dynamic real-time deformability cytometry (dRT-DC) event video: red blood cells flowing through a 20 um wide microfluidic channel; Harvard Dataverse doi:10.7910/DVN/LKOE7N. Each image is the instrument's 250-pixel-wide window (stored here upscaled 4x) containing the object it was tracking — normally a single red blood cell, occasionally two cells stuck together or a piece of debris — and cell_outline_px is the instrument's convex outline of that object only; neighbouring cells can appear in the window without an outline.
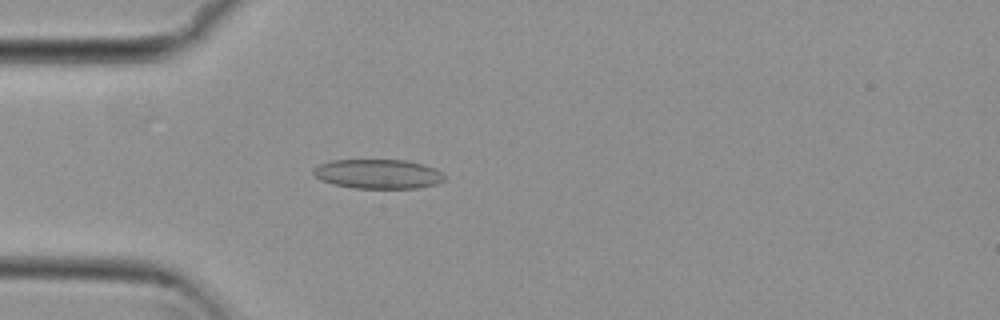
{"species": "common noctule bat (a hibernating species)", "species_latin": "Nyctalus noctula", "temperature_condition": "cold", "stored_images_in_passage": 50, "camera_frame_rate_fps": 3000, "um_per_image_px": 0.085, "animal": {"sex": "female", "body_mass_g": 29.2, "forearm_length_mm": 56.3}, "frame": {"image": 1, "passage_image": 12, "time_ms": 3.667, "image_size_px": [1000, 320], "cell_outline_px": [[444, 180], [436, 184], [416, 188], [352, 188], [332, 184], [320, 180], [312, 172], [312, 168], [320, 164], [332, 160], [408, 160], [424, 164], [436, 168], [444, 176]], "centroid_in_image_um": [32.12, 14.78], "position_along_channel_um": 52.9, "area_um2": 22.6}}
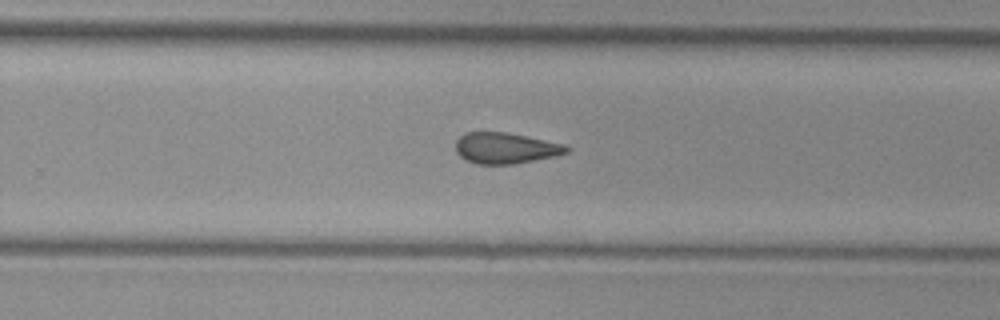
{"frame": {"image": 2, "passage_image": 31, "time_ms": 10.0, "image_size_px": [1000, 320], "cell_outline_px": [[572, 148], [568, 152], [556, 156], [516, 164], [476, 164], [464, 160], [456, 152], [456, 140], [464, 132], [504, 132], [564, 144]], "centroid_in_image_um": [42.96, 12.6], "position_along_channel_um": 286.8, "area_um2": 20.11}}
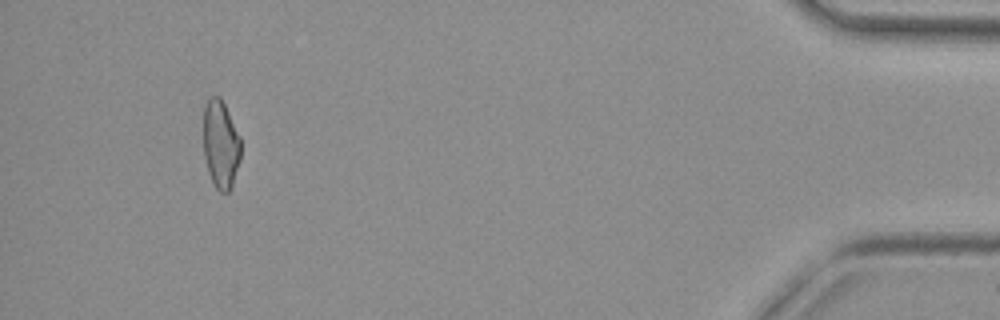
{"frame": {"image": 3, "passage_image": 47, "time_ms": 15.333, "image_size_px": [1000, 320], "cell_outline_px": [[240, 160], [232, 188], [228, 192], [220, 192], [212, 184], [208, 172], [204, 156], [204, 104], [208, 96], [220, 96], [240, 136]], "centroid_in_image_um": [18.75, 12.28], "position_along_channel_um": 416.4, "area_um2": 19.42}, "authors_computed_cell_mechanics": {"area_um2": 20.519, "velocity_mm_per_s": 3.8201, "shape_relaxation_time_tau1_ms": null, "shape_relaxation_time_tau2_ms": 6.9694, "deformation_change_tau1": null, "deformation_change_tau2": 0.1497}}